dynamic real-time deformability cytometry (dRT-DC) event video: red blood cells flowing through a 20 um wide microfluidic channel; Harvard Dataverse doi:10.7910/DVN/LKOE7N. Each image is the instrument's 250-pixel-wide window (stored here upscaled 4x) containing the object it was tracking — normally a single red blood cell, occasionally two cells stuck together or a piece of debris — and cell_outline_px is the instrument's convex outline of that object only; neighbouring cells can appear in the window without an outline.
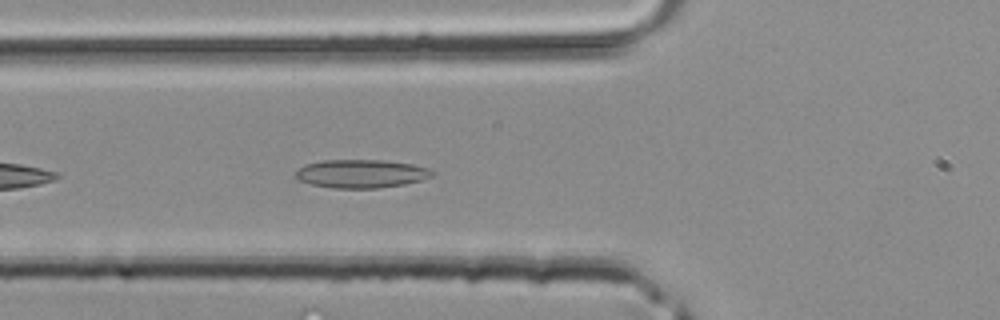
{"species": "common noctule bat (a hibernating species)", "species_latin": "Nyctalus noctula", "temperature_condition": "room temperature", "stored_images_in_passage": 10, "camera_frame_rate_fps": 3000, "um_per_image_px": 0.085, "animal": {"sex": "male", "body_mass_g": 20.4}, "frame": {"image": 1, "passage_image": 4, "time_ms": 1.0, "image_size_px": [1000, 320], "cell_outline_px": [[436, 172], [432, 176], [420, 180], [404, 184], [380, 188], [332, 188], [312, 184], [296, 180], [296, 172], [304, 164], [324, 160], [384, 160], [412, 164], [428, 168]], "centroid_in_image_um": [30.7, 14.76], "position_along_channel_um": 95.1, "area_um2": 22.6}}